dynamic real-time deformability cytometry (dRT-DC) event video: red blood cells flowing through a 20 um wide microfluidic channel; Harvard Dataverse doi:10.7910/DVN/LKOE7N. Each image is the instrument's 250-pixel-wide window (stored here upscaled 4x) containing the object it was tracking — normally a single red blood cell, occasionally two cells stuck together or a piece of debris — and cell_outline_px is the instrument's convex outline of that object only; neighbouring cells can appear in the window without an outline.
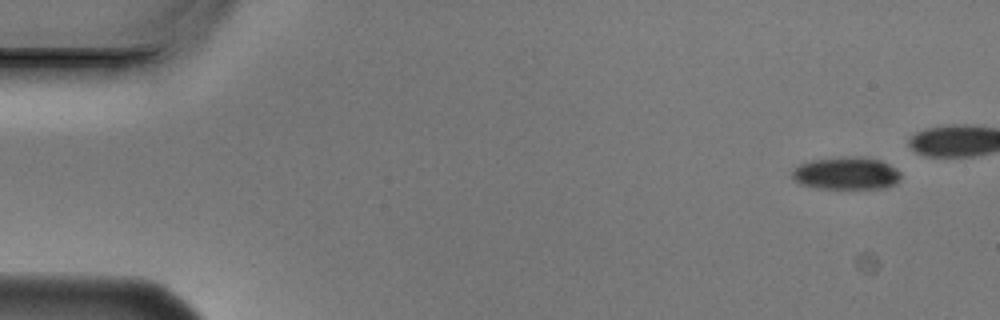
{"species": "Egyptian fruit bat (a non-hibernating species)", "species_latin": "Rousettus aegyptiacus", "temperature_condition": "cold", "stored_images_in_passage": 7, "camera_frame_rate_fps": 3000, "um_per_image_px": 0.085, "animal": {"sex": "male"}, "frame": {"image": 1, "passage_image": 1, "time_ms": 0.0, "image_size_px": [1000, 320], "cell_outline_px": [[900, 180], [896, 184], [884, 188], [816, 188], [800, 184], [792, 180], [792, 172], [800, 164], [812, 160], [844, 156], [864, 156], [880, 160], [888, 164], [900, 172]], "centroid_in_image_um": [71.94, 14.73], "position_along_channel_um": 13.1, "area_um2": 20.75}}